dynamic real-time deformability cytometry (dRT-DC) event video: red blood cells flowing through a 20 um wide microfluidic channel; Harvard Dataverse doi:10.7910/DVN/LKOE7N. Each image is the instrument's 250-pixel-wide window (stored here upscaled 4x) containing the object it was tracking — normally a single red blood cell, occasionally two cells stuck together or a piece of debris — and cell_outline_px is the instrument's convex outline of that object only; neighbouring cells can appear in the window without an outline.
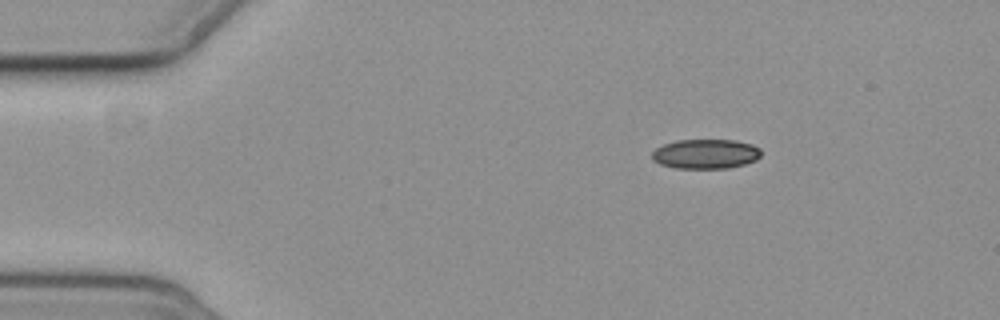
{"species": "common noctule bat (a hibernating species)", "species_latin": "Nyctalus noctula", "temperature_condition": "cold", "stored_images_in_passage": 2, "camera_frame_rate_fps": 3000, "um_per_image_px": 0.085, "animal": {"sex": "female", "body_mass_g": 19.3, "forearm_length_mm": 54.1}, "frame": {"image": 1, "passage_image": 2, "time_ms": 2.333, "image_size_px": [1000, 320], "cell_outline_px": [[760, 156], [756, 160], [744, 164], [728, 168], [676, 168], [660, 164], [652, 160], [652, 152], [656, 148], [664, 144], [676, 140], [736, 140], [752, 144], [760, 148]], "centroid_in_image_um": [59.97, 13.08], "position_along_channel_um": 25.0, "area_um2": 18.84}}